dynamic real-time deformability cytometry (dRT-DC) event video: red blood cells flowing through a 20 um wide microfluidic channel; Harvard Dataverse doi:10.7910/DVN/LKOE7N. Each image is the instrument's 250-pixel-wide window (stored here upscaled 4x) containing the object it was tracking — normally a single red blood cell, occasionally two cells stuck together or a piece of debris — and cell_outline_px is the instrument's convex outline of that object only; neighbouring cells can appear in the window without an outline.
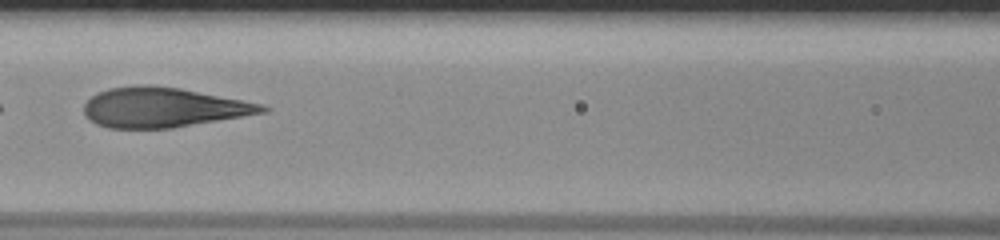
{"species": "human", "species_latin": "Homo sapiens", "temperature_condition": "room temperature", "stored_images_in_passage": 50, "camera_frame_rate_fps": 3000, "um_per_image_px": 0.085, "donor": {"sex": "male"}, "frame": {"image": 1, "passage_image": 24, "time_ms": 7.667, "image_size_px": [1000, 240], "cell_outline_px": [[272, 108], [268, 112], [172, 128], [108, 128], [96, 124], [84, 116], [84, 104], [92, 96], [108, 88], [144, 84], [148, 84], [180, 88], [264, 104]], "centroid_in_image_um": [13.89, 9.13], "position_along_channel_um": 152.7, "area_um2": 41.44}}
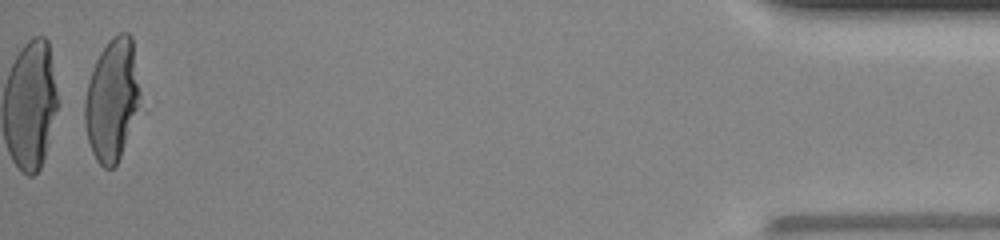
{"frame": {"image": 2, "passage_image": 50, "time_ms": 16.333, "image_size_px": [1000, 240], "cell_outline_px": [[140, 92], [136, 108], [120, 156], [116, 164], [112, 168], [104, 168], [96, 160], [92, 152], [88, 140], [84, 124], [84, 100], [88, 80], [96, 60], [100, 52], [108, 40], [112, 36], [120, 32], [128, 32], [132, 36]], "centroid_in_image_um": [9.48, 8.42], "position_along_channel_um": 425.7, "area_um2": 38.78}, "authors_computed_cell_mechanics": {"area_um2": 42.9165, "velocity_mm_per_s": 4.0421, "shape_relaxation_time_tau1_ms": 5.6752, "shape_relaxation_time_tau2_ms": null, "deformation_change_tau1": 0.256, "deformation_change_tau2": null}}